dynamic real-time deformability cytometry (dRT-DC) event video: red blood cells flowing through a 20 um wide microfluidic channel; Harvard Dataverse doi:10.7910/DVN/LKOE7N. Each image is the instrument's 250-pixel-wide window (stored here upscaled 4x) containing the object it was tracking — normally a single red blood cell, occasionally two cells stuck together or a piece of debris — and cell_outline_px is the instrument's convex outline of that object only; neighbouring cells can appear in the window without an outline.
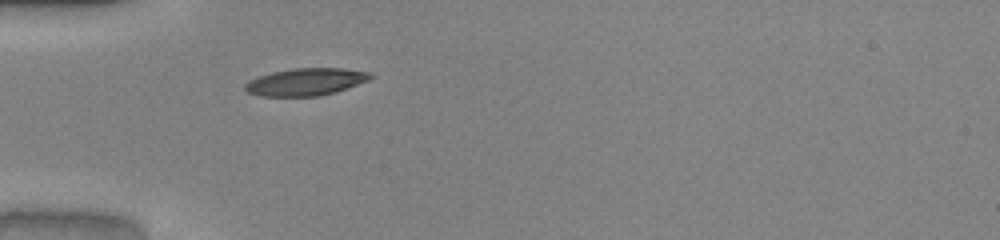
{"species": "common noctule bat (a hibernating species)", "species_latin": "Nyctalus noctula", "temperature_condition": "warm", "stored_images_in_passage": 9, "camera_frame_rate_fps": 3000, "um_per_image_px": 0.085, "animal": {"sex": "male", "body_mass_g": 20.0, "forearm_length_mm": 53.3}, "frame": {"image": 1, "passage_image": 1, "time_ms": 0.0, "image_size_px": [1000, 240], "cell_outline_px": [[376, 76], [368, 80], [336, 92], [320, 96], [260, 96], [248, 92], [244, 88], [244, 84], [248, 80], [272, 72], [296, 68], [344, 68], [372, 72]], "centroid_in_image_um": [26.02, 6.95], "position_along_channel_um": 59.0, "area_um2": 20.06}}